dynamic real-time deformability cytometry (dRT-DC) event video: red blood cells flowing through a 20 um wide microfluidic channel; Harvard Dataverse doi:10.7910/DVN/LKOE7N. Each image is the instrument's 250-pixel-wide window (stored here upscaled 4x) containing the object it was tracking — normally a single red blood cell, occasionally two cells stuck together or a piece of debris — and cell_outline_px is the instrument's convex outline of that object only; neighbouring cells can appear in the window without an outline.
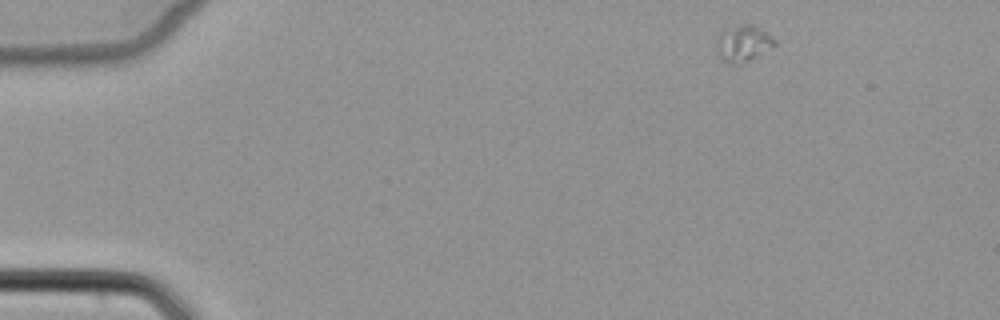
{"species": "common noctule bat (a hibernating species)", "species_latin": "Nyctalus noctula", "temperature_condition": "cold", "stored_images_in_passage": 4, "camera_frame_rate_fps": 3000, "um_per_image_px": 0.085, "animal": {"sex": "female", "body_mass_g": 22.7, "forearm_length_mm": 54.2}, "frame": {"image": 1, "passage_image": 1, "time_ms": 0.0, "image_size_px": [1000, 320], "cell_outline_px": [[776, 44], [748, 60], [740, 64], [728, 64], [716, 52], [716, 40], [720, 32], [744, 24], [752, 24], [772, 36], [776, 40]], "centroid_in_image_um": [63.14, 3.69], "position_along_channel_um": 21.9, "area_um2": 11.96}}
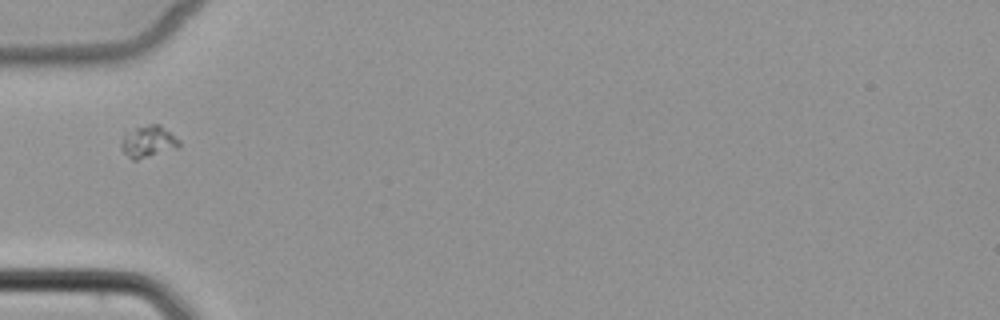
{"frame": {"image": 2, "passage_image": 4, "time_ms": 3.667, "image_size_px": [1000, 320], "cell_outline_px": [[180, 148], [136, 160], [132, 160], [120, 148], [120, 140], [124, 132], [148, 124], [160, 124], [180, 140]], "centroid_in_image_um": [12.59, 12.03], "position_along_channel_um": 72.4, "area_um2": 10.98}}